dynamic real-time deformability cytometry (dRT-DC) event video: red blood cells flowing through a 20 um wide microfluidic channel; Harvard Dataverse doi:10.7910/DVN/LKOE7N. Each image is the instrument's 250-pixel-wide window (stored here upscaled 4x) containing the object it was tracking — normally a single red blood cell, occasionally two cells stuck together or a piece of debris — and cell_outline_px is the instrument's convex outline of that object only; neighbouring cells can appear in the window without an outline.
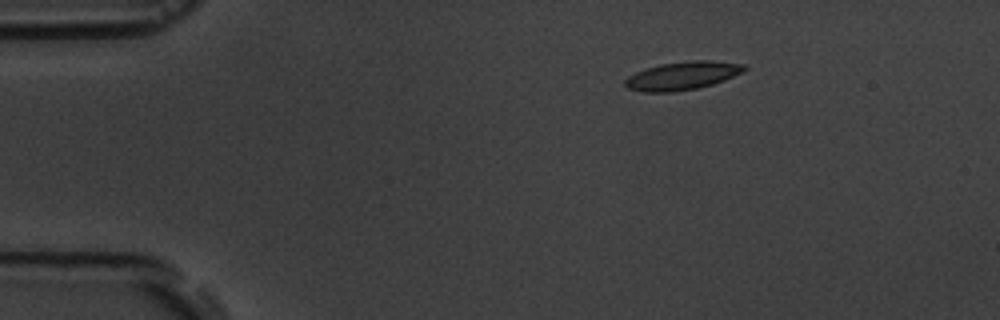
{"species": "common noctule bat (a hibernating species)", "species_latin": "Nyctalus noctula", "temperature_condition": "room temperature", "stored_images_in_passage": 3, "camera_frame_rate_fps": 3000, "um_per_image_px": 0.085, "animal": {"sex": "male", "body_mass_g": 19.5, "forearm_length_mm": 54.6}, "frame": {"image": 1, "passage_image": 1, "time_ms": 0.0, "image_size_px": [1000, 320], "cell_outline_px": [[748, 68], [744, 72], [724, 80], [712, 84], [696, 88], [672, 92], [644, 92], [628, 88], [624, 84], [624, 80], [628, 76], [636, 72], [660, 64], [688, 60], [708, 60], [744, 64]], "centroid_in_image_um": [58.02, 6.43], "position_along_channel_um": 27.0, "area_um2": 19.59}}